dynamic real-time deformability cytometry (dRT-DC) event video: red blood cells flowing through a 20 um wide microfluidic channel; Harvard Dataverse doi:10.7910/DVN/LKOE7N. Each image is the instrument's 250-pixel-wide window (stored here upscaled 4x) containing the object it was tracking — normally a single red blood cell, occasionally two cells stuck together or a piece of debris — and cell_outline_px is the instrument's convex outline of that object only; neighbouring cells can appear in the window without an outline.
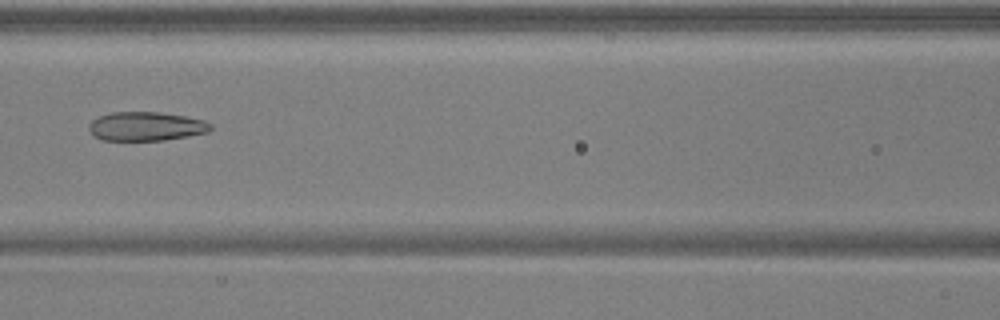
{"species": "common noctule bat (a hibernating species)", "species_latin": "Nyctalus noctula", "temperature_condition": "warm", "stored_images_in_passage": 52, "camera_frame_rate_fps": 3000, "um_per_image_px": 0.085, "animal": {"sex": "male", "body_mass_g": 17.9, "forearm_length_mm": 54.2}, "frame": {"image": 1, "passage_image": 24, "time_ms": 7.667, "image_size_px": [1000, 320], "cell_outline_px": [[212, 128], [208, 132], [188, 136], [164, 140], [100, 140], [92, 136], [88, 128], [88, 124], [92, 120], [100, 116], [112, 112], [160, 112], [184, 116], [204, 120], [212, 124]], "centroid_in_image_um": [12.39, 10.74], "position_along_channel_um": 154.2, "area_um2": 20.63}}
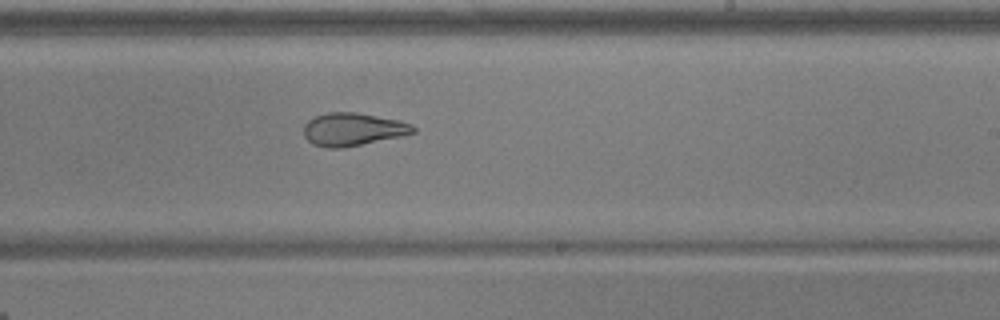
{"frame": {"image": 2, "passage_image": 32, "time_ms": 10.333, "image_size_px": [1000, 320], "cell_outline_px": [[416, 132], [400, 136], [344, 148], [328, 148], [312, 144], [304, 136], [304, 124], [308, 120], [316, 116], [328, 112], [356, 112], [396, 120], [412, 124], [416, 128]], "centroid_in_image_um": [29.96, 11.0], "position_along_channel_um": 259.0, "area_um2": 20.87}}
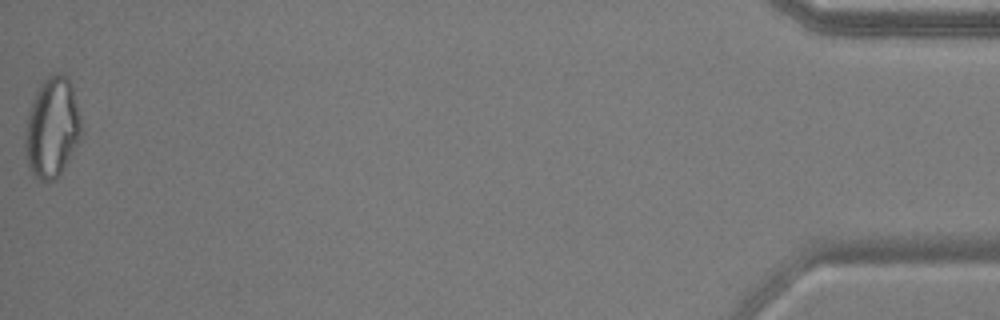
{"frame": {"image": 3, "passage_image": 52, "time_ms": 17.0, "image_size_px": [1000, 320], "cell_outline_px": [[84, 132], [68, 160], [60, 172], [52, 180], [40, 180], [32, 172], [28, 164], [24, 148], [24, 132], [28, 112], [36, 92], [40, 84], [48, 76], [56, 72], [60, 72], [68, 80], [72, 88], [84, 128]], "centroid_in_image_um": [4.43, 10.83], "position_along_channel_um": 430.8, "area_um2": 32.66}, "authors_computed_cell_mechanics": {"area_um2": 25.6054, "velocity_mm_per_s": 3.9424, "shape_relaxation_time_tau1_ms": null, "shape_relaxation_time_tau2_ms": 1.7004, "deformation_change_tau1": null, "deformation_change_tau2": 0.0938}}